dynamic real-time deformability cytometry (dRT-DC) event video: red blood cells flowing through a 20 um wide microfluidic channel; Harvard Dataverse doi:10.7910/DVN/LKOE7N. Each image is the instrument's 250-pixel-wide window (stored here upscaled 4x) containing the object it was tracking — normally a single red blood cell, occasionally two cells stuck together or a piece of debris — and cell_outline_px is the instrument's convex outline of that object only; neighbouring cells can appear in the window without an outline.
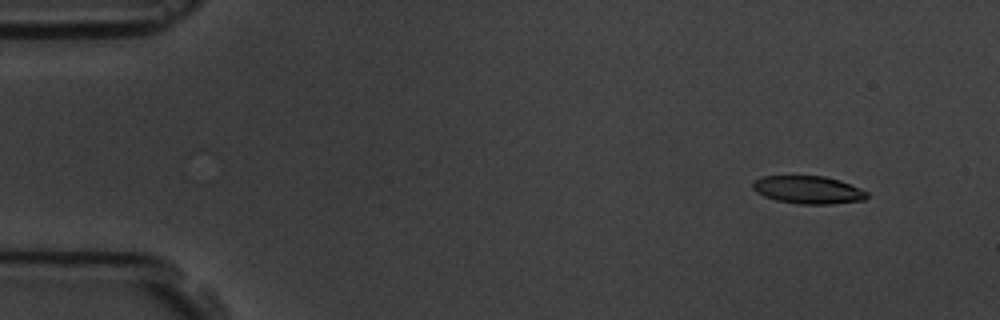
{"species": "common noctule bat (a hibernating species)", "species_latin": "Nyctalus noctula", "temperature_condition": "room temperature", "stored_images_in_passage": 5, "camera_frame_rate_fps": 3000, "um_per_image_px": 0.085, "animal": {"sex": "male", "body_mass_g": 19.5, "forearm_length_mm": 54.6}, "frame": {"image": 1, "passage_image": 2, "time_ms": 1.333, "image_size_px": [1000, 320], "cell_outline_px": [[868, 196], [864, 200], [832, 204], [800, 204], [776, 200], [764, 196], [756, 192], [752, 188], [752, 180], [764, 176], [824, 176], [840, 180], [860, 188], [868, 192]], "centroid_in_image_um": [68.68, 16.13], "position_along_channel_um": 16.3, "area_um2": 18.61}}
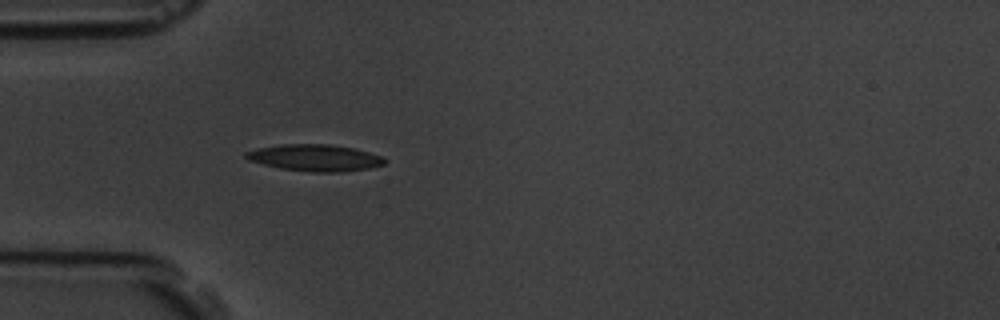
{"frame": {"image": 2, "passage_image": 5, "time_ms": 5.333, "image_size_px": [1000, 320], "cell_outline_px": [[388, 160], [384, 164], [372, 168], [340, 172], [312, 172], [280, 168], [248, 160], [244, 156], [244, 152], [256, 148], [280, 144], [328, 144], [356, 148], [384, 156]], "centroid_in_image_um": [26.81, 13.4], "position_along_channel_um": 58.2, "area_um2": 21.85}}